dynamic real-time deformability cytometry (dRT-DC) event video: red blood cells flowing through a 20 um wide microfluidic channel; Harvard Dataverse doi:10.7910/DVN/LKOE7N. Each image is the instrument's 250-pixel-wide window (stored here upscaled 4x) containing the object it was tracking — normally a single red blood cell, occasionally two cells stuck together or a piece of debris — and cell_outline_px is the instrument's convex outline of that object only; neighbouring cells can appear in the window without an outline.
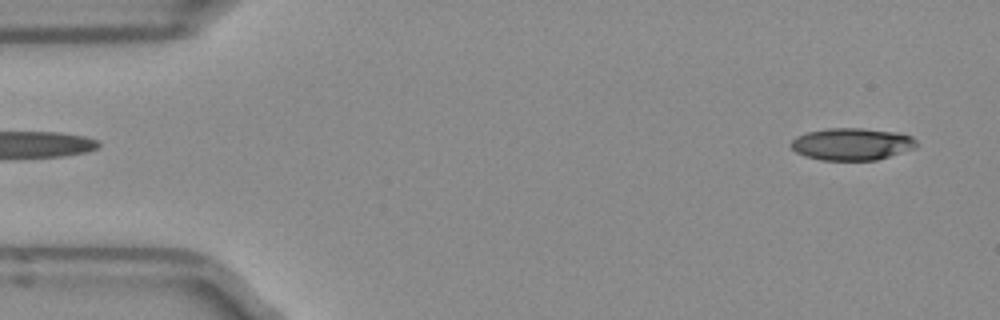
{"species": "Egyptian fruit bat (a non-hibernating species)", "species_latin": "Rousettus aegyptiacus", "temperature_condition": "room temperature", "stored_images_in_passage": 49, "camera_frame_rate_fps": 3000, "um_per_image_px": 0.085, "frame": {"image": 1, "passage_image": 2, "time_ms": 0.333, "image_size_px": [1000, 320], "cell_outline_px": [[916, 148], [876, 160], [824, 160], [804, 156], [796, 152], [788, 144], [796, 136], [808, 132], [828, 128], [860, 128], [900, 132], [912, 136], [916, 140]], "centroid_in_image_um": [72.41, 12.24], "position_along_channel_um": 12.6, "area_um2": 23.64}}
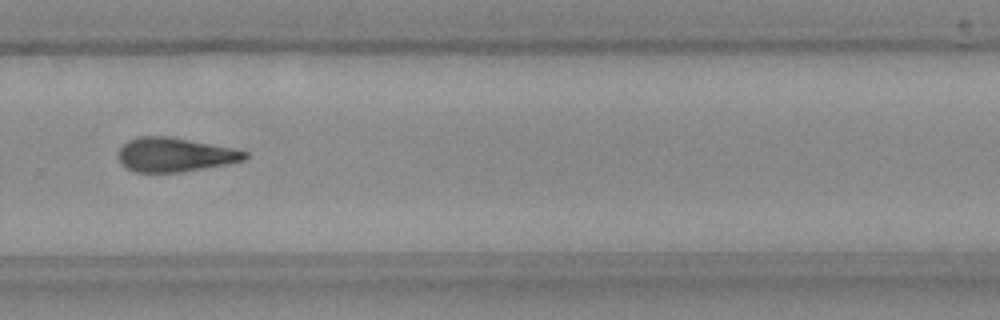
{"frame": {"image": 2, "passage_image": 33, "time_ms": 10.667, "image_size_px": [1000, 320], "cell_outline_px": [[248, 156], [244, 160], [228, 164], [180, 172], [136, 172], [120, 164], [120, 148], [128, 140], [140, 136], [168, 136], [232, 148], [248, 152]], "centroid_in_image_um": [14.87, 13.15], "position_along_channel_um": 314.9, "area_um2": 24.85}}
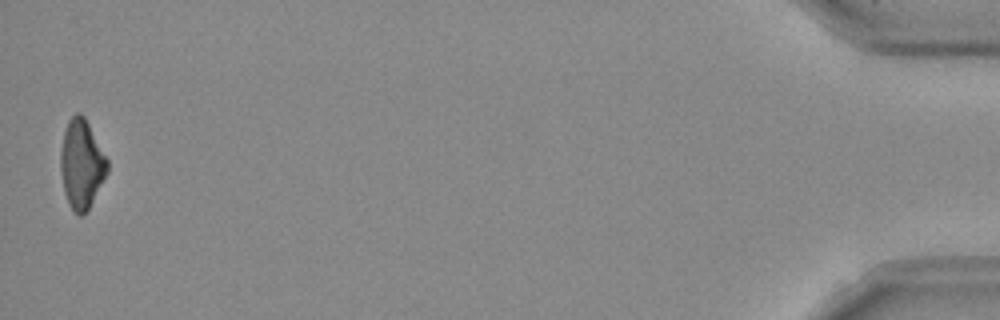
{"frame": {"image": 3, "passage_image": 49, "time_ms": 16.0, "image_size_px": [1000, 320], "cell_outline_px": [[108, 172], [88, 208], [80, 216], [68, 204], [64, 192], [60, 168], [60, 152], [64, 132], [68, 120], [76, 112], [80, 112], [84, 116], [108, 160]], "centroid_in_image_um": [6.92, 13.92], "position_along_channel_um": 428.3, "area_um2": 23.93}, "authors_computed_cell_mechanics": {"area_um2": 24.9118, "velocity_mm_per_s": 3.9672, "shape_relaxation_time_tau1_ms": 11.3212, "shape_relaxation_time_tau2_ms": null, "deformation_change_tau1": 0.2566, "deformation_change_tau2": null}}